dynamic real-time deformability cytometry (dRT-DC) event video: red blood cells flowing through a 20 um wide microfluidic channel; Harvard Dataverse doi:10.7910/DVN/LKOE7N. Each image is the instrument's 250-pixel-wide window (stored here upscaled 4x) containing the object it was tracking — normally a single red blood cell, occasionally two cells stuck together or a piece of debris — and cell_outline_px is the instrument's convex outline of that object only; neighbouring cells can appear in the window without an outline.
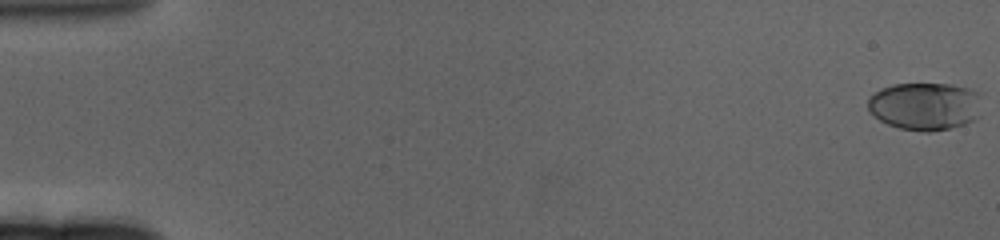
{"species": "human", "species_latin": "Homo sapiens", "temperature_condition": "cold", "stored_images_in_passage": 64, "camera_frame_rate_fps": 3000, "um_per_image_px": 0.085, "donor": {"sex": "female"}, "frame": {"image": 1, "passage_image": 1, "time_ms": 0.0, "image_size_px": [1000, 240], "cell_outline_px": [[980, 92], [972, 120], [964, 124], [948, 128], [928, 132], [924, 132], [900, 128], [888, 124], [880, 120], [868, 108], [868, 96], [880, 88], [892, 84], [952, 84], [972, 88]], "centroid_in_image_um": [78.55, 9.0], "position_along_channel_um": 6.5, "area_um2": 31.27}}
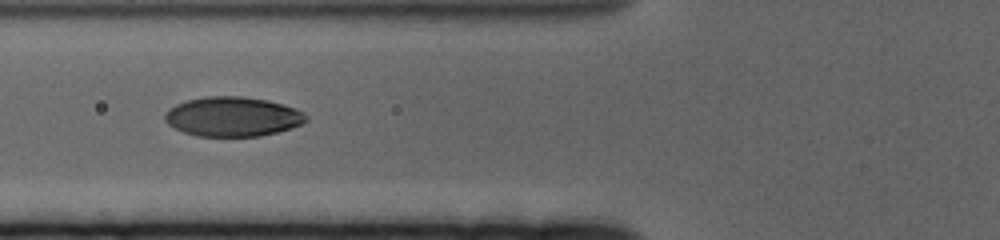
{"frame": {"image": 2, "passage_image": 26, "time_ms": 8.333, "image_size_px": [1000, 240], "cell_outline_px": [[308, 120], [292, 128], [260, 136], [196, 136], [184, 132], [168, 124], [164, 120], [164, 116], [168, 108], [176, 104], [188, 100], [204, 96], [244, 96], [268, 100], [284, 104], [304, 112], [308, 116]], "centroid_in_image_um": [19.78, 9.9], "position_along_channel_um": 106.0, "area_um2": 32.71}}
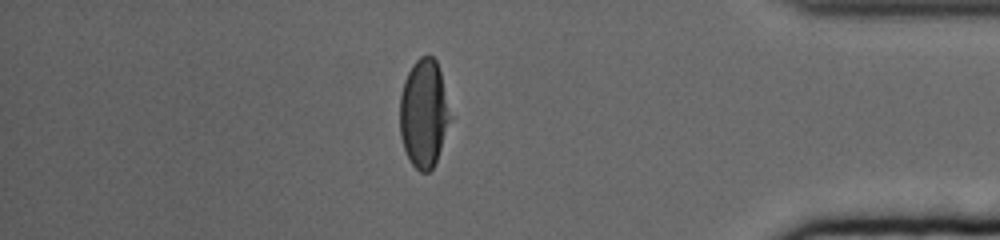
{"frame": {"image": 3, "passage_image": 56, "time_ms": 18.333, "image_size_px": [1000, 240], "cell_outline_px": [[456, 116], [436, 160], [432, 168], [428, 172], [420, 172], [412, 164], [404, 148], [400, 136], [400, 96], [404, 80], [412, 64], [420, 56], [432, 56], [436, 60]], "centroid_in_image_um": [36.11, 9.62], "position_along_channel_um": 399.1, "area_um2": 32.95}, "authors_computed_cell_mechanics": {"area_um2": 32.7148, "velocity_mm_per_s": 3.2337, "shape_relaxation_time_tau1_ms": 3.7456, "shape_relaxation_time_tau2_ms": null, "deformation_change_tau1": 0.1796, "deformation_change_tau2": null}}